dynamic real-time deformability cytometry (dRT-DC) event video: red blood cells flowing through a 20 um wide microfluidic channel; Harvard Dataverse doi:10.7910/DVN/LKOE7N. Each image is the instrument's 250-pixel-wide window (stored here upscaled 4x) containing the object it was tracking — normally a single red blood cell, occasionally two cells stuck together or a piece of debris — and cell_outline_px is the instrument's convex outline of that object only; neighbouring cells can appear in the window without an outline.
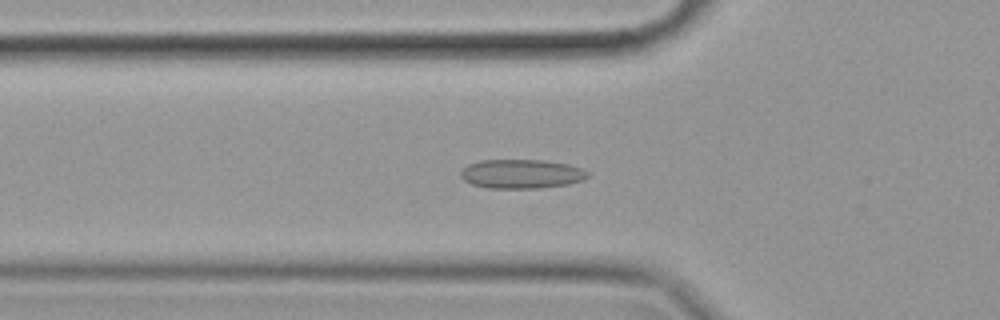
{"species": "common noctule bat (a hibernating species)", "species_latin": "Nyctalus noctula", "temperature_condition": "cold", "stored_images_in_passage": 46, "camera_frame_rate_fps": 3000, "um_per_image_px": 0.085, "animal": {"sex": "female", "body_mass_g": 19.9}, "frame": {"image": 1, "passage_image": 7, "time_ms": 2.0, "image_size_px": [1000, 320], "cell_outline_px": [[588, 176], [584, 180], [568, 184], [540, 188], [488, 188], [472, 184], [464, 180], [460, 176], [460, 172], [468, 164], [480, 160], [544, 160], [568, 164], [580, 168], [588, 172]], "centroid_in_image_um": [44.32, 14.78], "position_along_channel_um": 81.5, "area_um2": 21.56}}
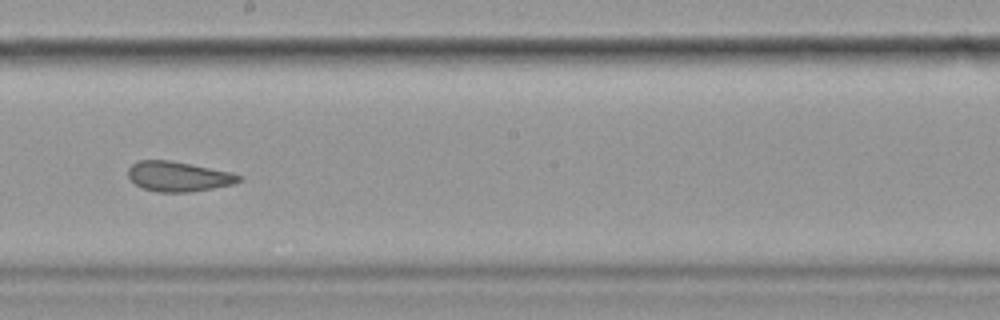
{"frame": {"image": 2, "passage_image": 20, "time_ms": 6.333, "image_size_px": [1000, 320], "cell_outline_px": [[244, 180], [232, 184], [212, 188], [188, 192], [156, 192], [144, 188], [136, 184], [128, 176], [128, 168], [132, 164], [140, 160], [172, 160], [232, 172], [244, 176]], "centroid_in_image_um": [15.2, 14.99], "position_along_channel_um": 233.0, "area_um2": 19.42}}
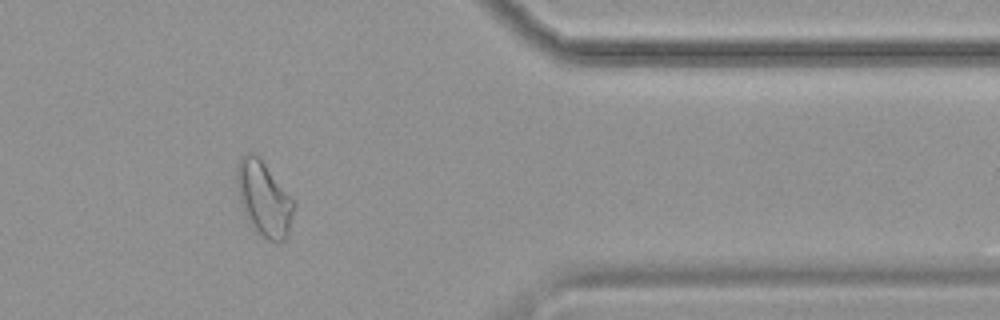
{"frame": {"image": 3, "passage_image": 35, "time_ms": 11.333, "image_size_px": [1000, 320], "cell_outline_px": [[296, 208], [288, 236], [280, 244], [276, 244], [268, 240], [248, 220], [244, 212], [236, 188], [236, 168], [240, 156], [248, 152], [256, 152], [260, 156], [296, 204]], "centroid_in_image_um": [22.45, 16.86], "position_along_channel_um": 389.0, "area_um2": 25.14}, "authors_computed_cell_mechanics": {"area_um2": 20.9814, "velocity_mm_per_s": 3.5052, "shape_relaxation_time_tau1_ms": null, "shape_relaxation_time_tau2_ms": 2.0169, "deformation_change_tau1": null, "deformation_change_tau2": 0.0822}}